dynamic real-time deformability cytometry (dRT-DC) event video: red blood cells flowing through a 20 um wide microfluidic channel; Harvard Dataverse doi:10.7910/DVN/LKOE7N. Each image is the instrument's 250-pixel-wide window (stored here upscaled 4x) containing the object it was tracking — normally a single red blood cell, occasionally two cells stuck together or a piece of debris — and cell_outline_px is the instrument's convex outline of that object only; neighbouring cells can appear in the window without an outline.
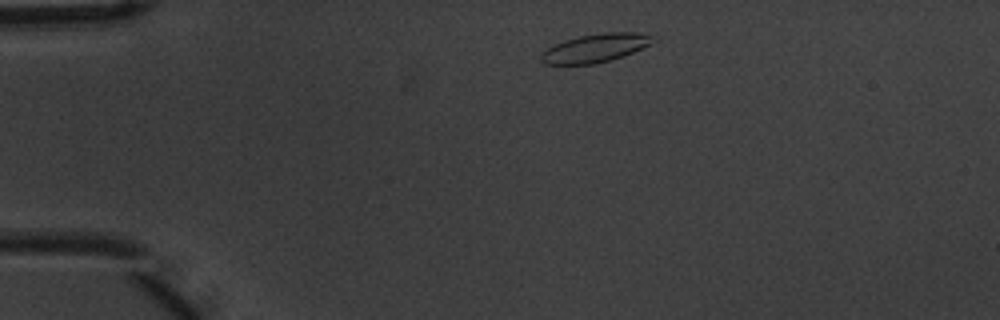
{"species": "common noctule bat (a hibernating species)", "species_latin": "Nyctalus noctula", "temperature_condition": "warm", "stored_images_in_passage": 4, "camera_frame_rate_fps": 3000, "um_per_image_px": 0.085, "animal": {"sex": "male", "body_mass_g": 20.1, "forearm_length_mm": 53.5}, "frame": {"image": 1, "passage_image": 4, "time_ms": 1.0, "image_size_px": [1000, 320], "cell_outline_px": [[660, 36], [652, 44], [624, 56], [592, 64], [544, 64], [540, 60], [540, 56], [548, 48], [564, 40], [580, 36], [604, 32], [640, 32]], "centroid_in_image_um": [50.71, 4.06], "position_along_channel_um": 34.3, "area_um2": 18.67}}